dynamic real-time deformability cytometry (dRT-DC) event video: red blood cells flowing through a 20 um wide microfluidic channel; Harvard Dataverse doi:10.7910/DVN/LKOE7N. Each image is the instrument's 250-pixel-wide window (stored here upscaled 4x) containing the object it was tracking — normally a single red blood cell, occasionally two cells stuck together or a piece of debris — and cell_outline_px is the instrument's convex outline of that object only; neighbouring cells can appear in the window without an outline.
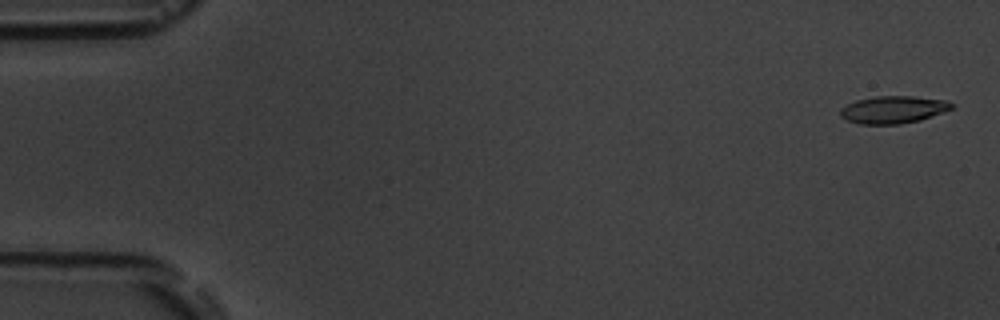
{"species": "common noctule bat (a hibernating species)", "species_latin": "Nyctalus noctula", "temperature_condition": "room temperature", "stored_images_in_passage": 11, "camera_frame_rate_fps": 3000, "um_per_image_px": 0.085, "animal": {"sex": "male", "body_mass_g": 19.5, "forearm_length_mm": 54.6}, "frame": {"image": 1, "passage_image": 1, "time_ms": 0.0, "image_size_px": [1000, 320], "cell_outline_px": [[956, 104], [952, 108], [920, 120], [900, 124], [860, 124], [848, 120], [840, 116], [840, 108], [856, 100], [876, 96], [912, 96], [948, 100]], "centroid_in_image_um": [75.93, 9.31], "position_along_channel_um": 9.1, "area_um2": 17.74}}
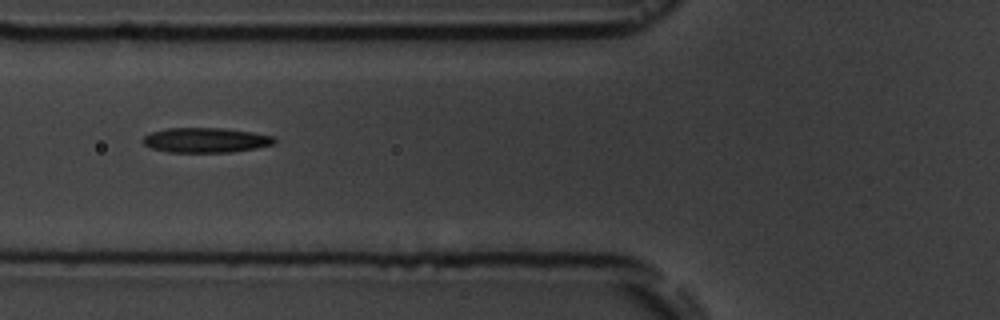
{"frame": {"image": 2, "passage_image": 6, "time_ms": 6.667, "image_size_px": [1000, 320], "cell_outline_px": [[276, 140], [272, 144], [256, 148], [232, 152], [168, 152], [152, 148], [144, 144], [140, 140], [144, 136], [152, 132], [168, 128], [224, 128], [252, 132], [276, 136]], "centroid_in_image_um": [17.49, 11.91], "position_along_channel_um": 108.3, "area_um2": 19.07}}
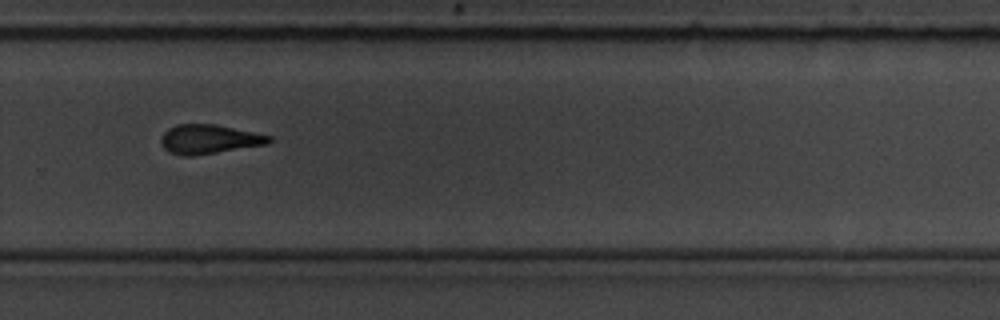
{"frame": {"image": 3, "passage_image": 11, "time_ms": 12.333, "image_size_px": [1000, 320], "cell_outline_px": [[272, 140], [268, 144], [192, 156], [184, 156], [168, 152], [164, 148], [160, 140], [164, 132], [168, 128], [176, 124], [216, 124], [256, 132], [272, 136]], "centroid_in_image_um": [17.78, 11.82], "position_along_channel_um": 312.0, "area_um2": 18.5}}